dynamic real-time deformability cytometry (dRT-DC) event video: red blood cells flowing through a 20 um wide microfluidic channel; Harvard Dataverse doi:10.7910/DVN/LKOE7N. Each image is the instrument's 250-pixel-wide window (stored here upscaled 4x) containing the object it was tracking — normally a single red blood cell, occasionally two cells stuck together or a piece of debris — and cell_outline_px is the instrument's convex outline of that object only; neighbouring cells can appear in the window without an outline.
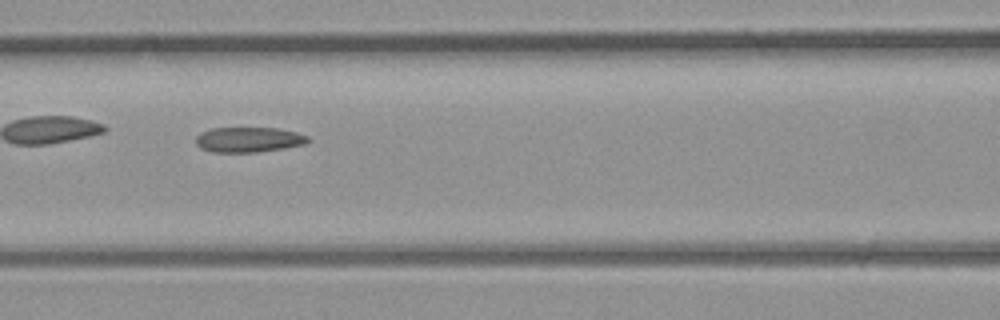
{"species": "common noctule bat (a hibernating species)", "species_latin": "Nyctalus noctula", "temperature_condition": "room temperature", "stored_images_in_passage": 29, "camera_frame_rate_fps": 3000, "um_per_image_px": 0.085, "animal": {"sex": "male", "body_mass_g": 23.1, "forearm_length_mm": 52.7}, "frame": {"image": 1, "passage_image": 9, "time_ms": 2.667, "image_size_px": [1000, 320], "cell_outline_px": [[312, 140], [308, 144], [284, 148], [256, 152], [212, 152], [200, 148], [196, 144], [196, 136], [200, 132], [212, 128], [280, 128], [296, 132], [308, 136]], "centroid_in_image_um": [21.17, 11.87], "position_along_channel_um": 145.4, "area_um2": 16.65}}